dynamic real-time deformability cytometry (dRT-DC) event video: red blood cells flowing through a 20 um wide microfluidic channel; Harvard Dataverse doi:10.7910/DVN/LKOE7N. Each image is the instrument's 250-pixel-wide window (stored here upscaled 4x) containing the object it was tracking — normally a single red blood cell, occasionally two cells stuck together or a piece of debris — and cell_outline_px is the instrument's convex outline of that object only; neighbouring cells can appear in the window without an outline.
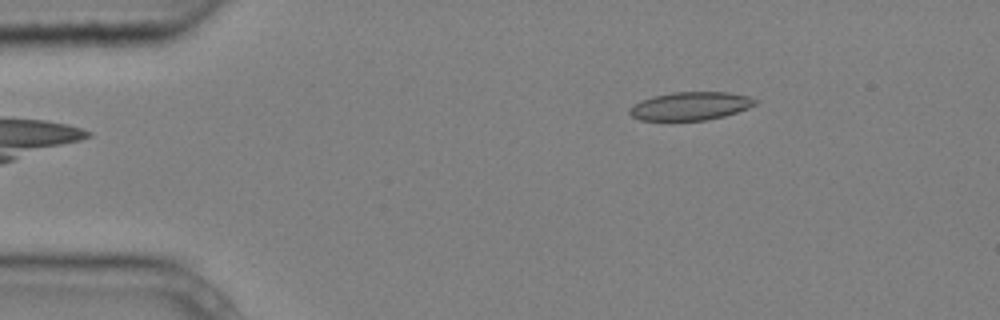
{"species": "common noctule bat (a hibernating species)", "species_latin": "Nyctalus noctula", "temperature_condition": "cold", "stored_images_in_passage": 2, "camera_frame_rate_fps": 3000, "um_per_image_px": 0.085, "animal": {"sex": "male", "body_mass_g": 20.4}, "frame": {"image": 1, "passage_image": 2, "time_ms": 0.333, "image_size_px": [1000, 320], "cell_outline_px": [[760, 100], [756, 104], [748, 108], [724, 116], [708, 120], [640, 120], [632, 116], [628, 112], [628, 108], [632, 104], [652, 96], [676, 92], [728, 92], [748, 96]], "centroid_in_image_um": [58.68, 9.01], "position_along_channel_um": 26.3, "area_um2": 20.75}}